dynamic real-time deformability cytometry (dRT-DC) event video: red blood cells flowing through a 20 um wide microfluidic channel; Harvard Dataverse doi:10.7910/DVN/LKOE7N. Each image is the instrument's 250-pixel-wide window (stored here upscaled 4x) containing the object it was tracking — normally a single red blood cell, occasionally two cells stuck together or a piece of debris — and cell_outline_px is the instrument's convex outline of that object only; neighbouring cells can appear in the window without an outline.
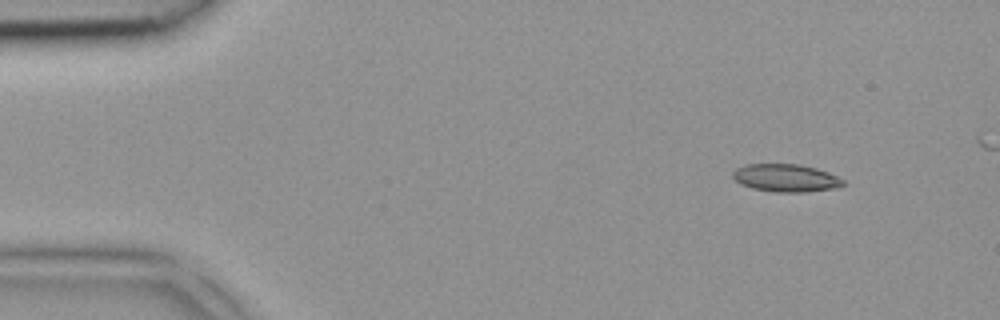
{"species": "common noctule bat (a hibernating species)", "species_latin": "Nyctalus noctula", "temperature_condition": "room temperature", "stored_images_in_passage": 4, "camera_frame_rate_fps": 3000, "um_per_image_px": 0.085, "animal": {"sex": "female", "body_mass_g": 18.4}, "frame": {"image": 1, "passage_image": 1, "time_ms": 0.0, "image_size_px": [1000, 320], "cell_outline_px": [[844, 184], [832, 188], [804, 192], [776, 192], [752, 188], [740, 184], [732, 176], [732, 172], [736, 168], [748, 164], [800, 164], [816, 168], [828, 172], [844, 180]], "centroid_in_image_um": [66.76, 15.12], "position_along_channel_um": 18.2, "area_um2": 17.69}}